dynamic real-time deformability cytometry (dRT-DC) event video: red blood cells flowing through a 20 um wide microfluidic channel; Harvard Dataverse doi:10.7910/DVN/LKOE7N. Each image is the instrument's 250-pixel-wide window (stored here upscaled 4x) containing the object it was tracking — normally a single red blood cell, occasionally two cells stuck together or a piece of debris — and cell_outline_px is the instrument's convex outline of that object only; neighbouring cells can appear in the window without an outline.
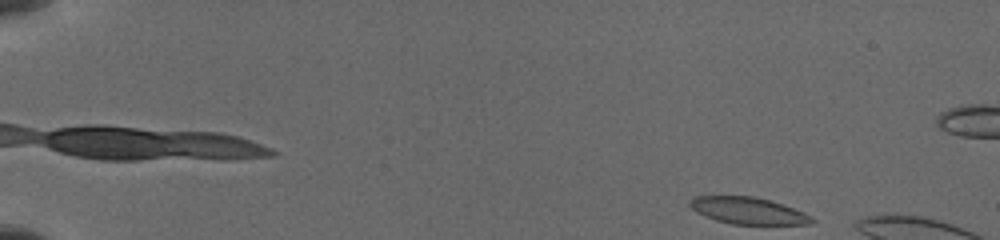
{"species": "common noctule bat (a hibernating species)", "species_latin": "Nyctalus noctula", "temperature_condition": "cold", "stored_images_in_passage": 12, "camera_frame_rate_fps": 3000, "um_per_image_px": 0.085, "animal": {"sex": "female", "body_mass_g": 19.5, "forearm_length_mm": 54.1}, "frame": {"image": 1, "passage_image": 1, "time_ms": 0.0, "image_size_px": [1000, 240], "cell_outline_px": [[816, 220], [812, 224], [732, 224], [716, 220], [696, 212], [688, 204], [696, 196], [752, 196], [768, 200], [804, 212], [812, 216]], "centroid_in_image_um": [63.61, 17.91], "position_along_channel_um": 21.4, "area_um2": 18.79}}